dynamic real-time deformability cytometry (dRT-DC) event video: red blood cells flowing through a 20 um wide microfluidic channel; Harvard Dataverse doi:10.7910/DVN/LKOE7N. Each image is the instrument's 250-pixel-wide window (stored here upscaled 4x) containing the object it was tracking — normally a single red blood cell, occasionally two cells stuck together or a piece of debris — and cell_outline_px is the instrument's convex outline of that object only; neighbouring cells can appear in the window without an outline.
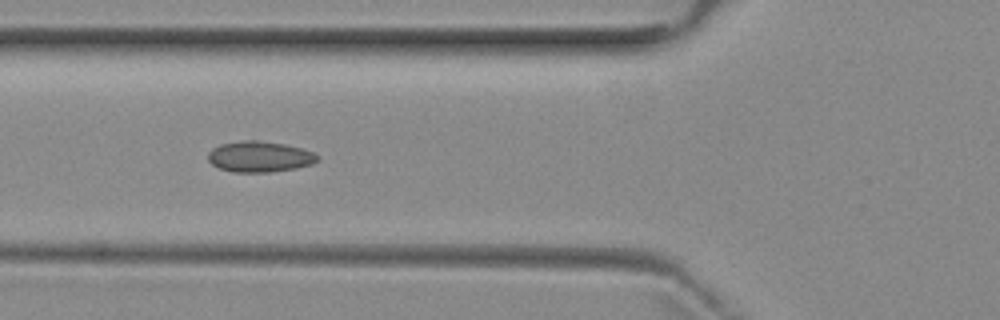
{"species": "common noctule bat (a hibernating species)", "species_latin": "Nyctalus noctula", "temperature_condition": "room temperature", "stored_images_in_passage": 7, "camera_frame_rate_fps": 3000, "um_per_image_px": 0.085, "animal": {"sex": "female", "body_mass_g": 29.2, "forearm_length_mm": 56.3}, "frame": {"image": 1, "passage_image": 6, "time_ms": 5.667, "image_size_px": [1000, 320], "cell_outline_px": [[320, 156], [312, 164], [296, 168], [272, 172], [232, 172], [220, 168], [212, 164], [208, 160], [208, 152], [212, 148], [220, 144], [244, 140], [256, 140], [284, 144], [300, 148], [312, 152]], "centroid_in_image_um": [22.04, 13.32], "position_along_channel_um": 103.8, "area_um2": 19.59}}
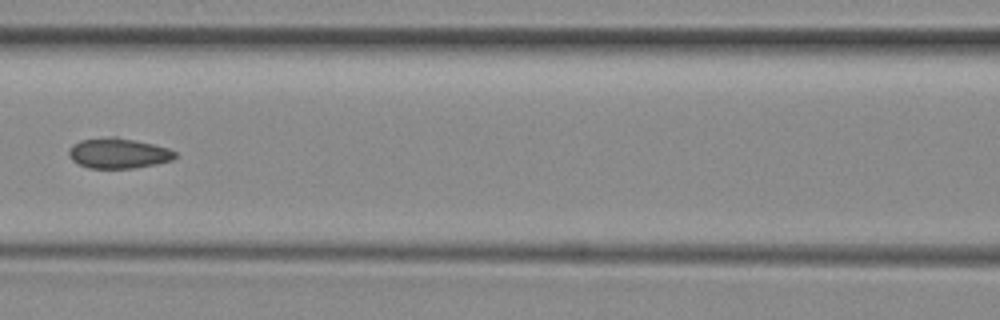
{"frame": {"image": 2, "passage_image": 7, "time_ms": 7.0, "image_size_px": [1000, 320], "cell_outline_px": [[176, 156], [172, 160], [156, 164], [132, 168], [88, 168], [72, 160], [68, 152], [68, 148], [72, 144], [80, 140], [112, 136], [116, 136], [152, 144], [168, 148], [176, 152]], "centroid_in_image_um": [10.04, 13.02], "position_along_channel_um": 156.6, "area_um2": 18.73}}